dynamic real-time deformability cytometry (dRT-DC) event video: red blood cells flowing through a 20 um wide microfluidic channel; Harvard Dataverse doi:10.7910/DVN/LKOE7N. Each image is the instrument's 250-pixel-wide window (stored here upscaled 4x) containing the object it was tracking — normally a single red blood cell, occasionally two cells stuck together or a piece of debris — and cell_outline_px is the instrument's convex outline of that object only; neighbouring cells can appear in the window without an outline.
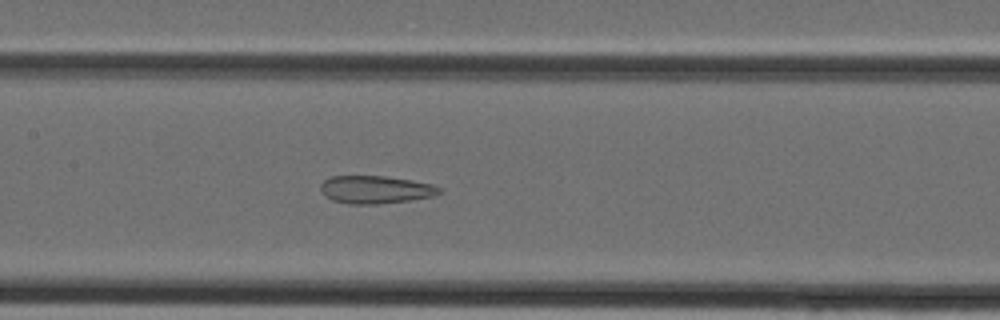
{"species": "Egyptian fruit bat (a non-hibernating species)", "species_latin": "Rousettus aegyptiacus", "temperature_condition": "cold", "stored_images_in_passage": 31, "camera_frame_rate_fps": 3000, "um_per_image_px": 0.085, "animal": {"sex": "female"}, "frame": {"image": 1, "passage_image": 15, "time_ms": 4.667, "image_size_px": [1000, 320], "cell_outline_px": [[444, 188], [440, 192], [432, 196], [408, 200], [376, 204], [348, 204], [332, 200], [324, 196], [320, 192], [320, 184], [324, 180], [332, 176], [384, 176], [412, 180], [432, 184]], "centroid_in_image_um": [31.88, 16.11], "position_along_channel_um": 175.5, "area_um2": 19.31}}
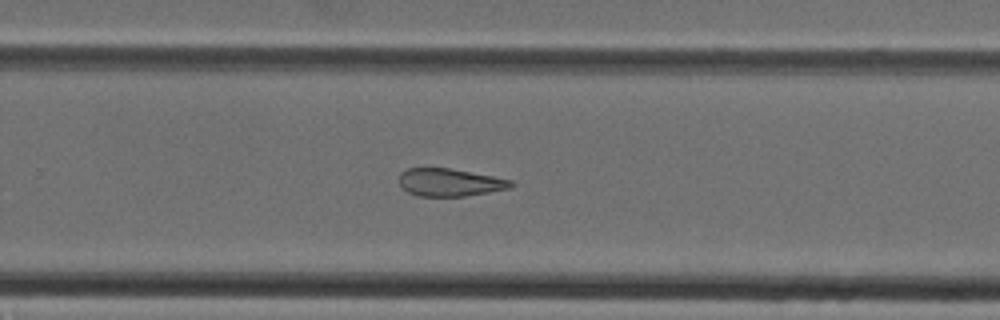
{"frame": {"image": 2, "passage_image": 22, "time_ms": 7.0, "image_size_px": [1000, 320], "cell_outline_px": [[516, 184], [508, 188], [488, 192], [464, 196], [420, 196], [408, 192], [400, 184], [400, 172], [408, 168], [448, 168], [492, 176], [512, 180]], "centroid_in_image_um": [38.23, 15.5], "position_along_channel_um": 291.6, "area_um2": 17.8}}
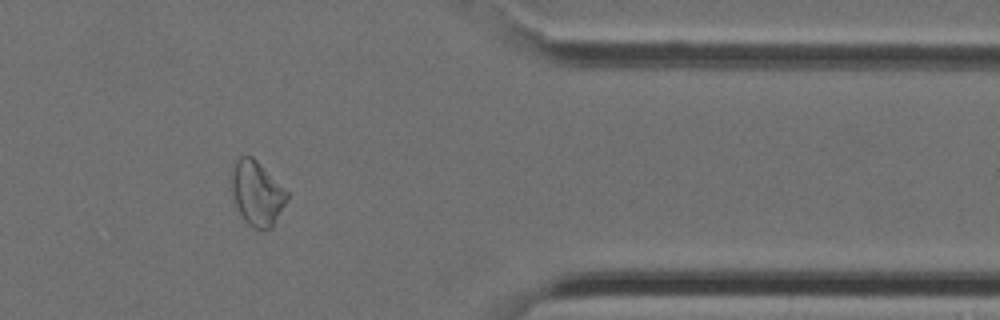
{"frame": {"image": 3, "passage_image": 29, "time_ms": 9.333, "image_size_px": [1000, 320], "cell_outline_px": [[288, 200], [272, 228], [252, 228], [244, 220], [236, 208], [232, 196], [232, 168], [236, 160], [240, 156], [252, 156], [288, 192]], "centroid_in_image_um": [21.83, 16.45], "position_along_channel_um": 389.6, "area_um2": 20.75}}